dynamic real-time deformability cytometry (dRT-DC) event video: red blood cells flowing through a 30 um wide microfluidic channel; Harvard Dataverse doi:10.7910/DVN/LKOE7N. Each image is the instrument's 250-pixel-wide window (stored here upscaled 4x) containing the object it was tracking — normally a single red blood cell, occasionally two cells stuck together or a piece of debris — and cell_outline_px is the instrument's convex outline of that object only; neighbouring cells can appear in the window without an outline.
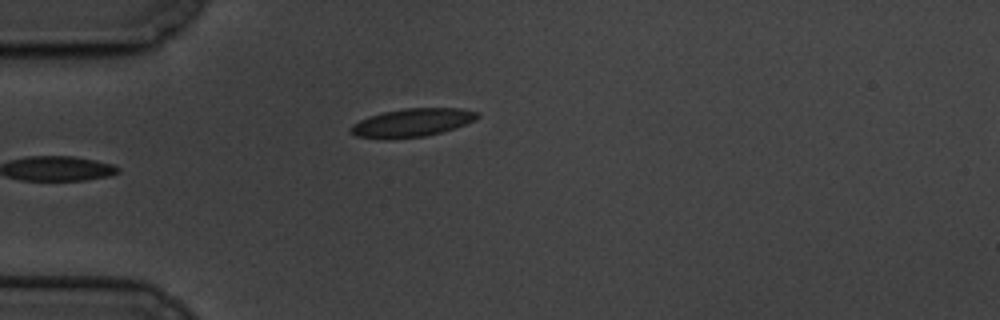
{"species": "common noctule bat (a hibernating species)", "species_latin": "Nyctalus noctula", "temperature_condition": "cold", "stored_images_in_passage": 7, "camera_frame_rate_fps": 3000, "um_per_image_px": 0.085, "animal": {"sex": "male", "body_mass_g": 19.5, "forearm_length_mm": 54.6}, "frame": {"image": 1, "passage_image": 1, "time_ms": 0.0, "image_size_px": [1000, 320], "cell_outline_px": [[480, 116], [476, 120], [440, 132], [424, 136], [356, 136], [348, 132], [348, 128], [352, 124], [368, 116], [384, 112], [404, 108], [460, 108], [480, 112]], "centroid_in_image_um": [35.07, 10.37], "position_along_channel_um": 49.9, "area_um2": 20.06}}
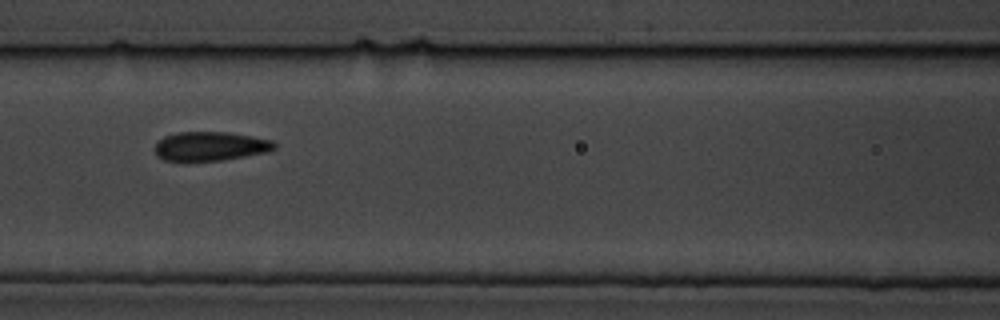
{"frame": {"image": 2, "passage_image": 4, "time_ms": 3.333, "image_size_px": [1000, 320], "cell_outline_px": [[276, 148], [268, 152], [220, 160], [164, 160], [156, 156], [152, 148], [164, 136], [180, 132], [228, 132], [252, 136], [272, 140], [276, 144]], "centroid_in_image_um": [17.87, 12.42], "position_along_channel_um": 148.7, "area_um2": 20.17}}
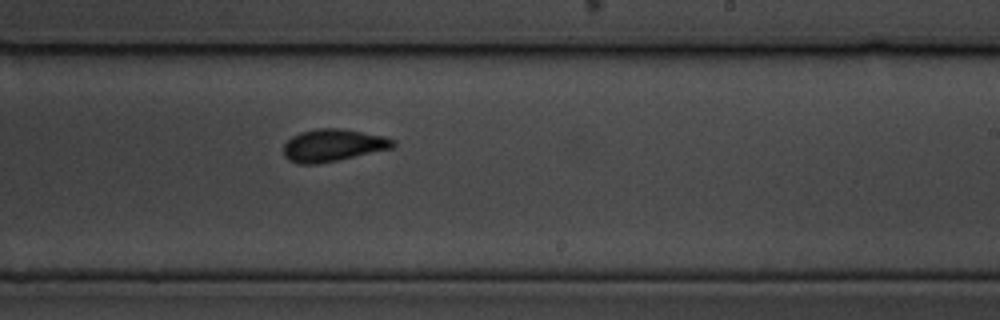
{"frame": {"image": 3, "passage_image": 7, "time_ms": 6.667, "image_size_px": [1000, 320], "cell_outline_px": [[396, 144], [392, 148], [336, 160], [316, 164], [296, 164], [288, 160], [284, 156], [284, 144], [292, 136], [300, 132], [316, 128], [344, 128], [384, 136], [396, 140]], "centroid_in_image_um": [28.29, 12.34], "position_along_channel_um": 260.7, "area_um2": 20.69}}